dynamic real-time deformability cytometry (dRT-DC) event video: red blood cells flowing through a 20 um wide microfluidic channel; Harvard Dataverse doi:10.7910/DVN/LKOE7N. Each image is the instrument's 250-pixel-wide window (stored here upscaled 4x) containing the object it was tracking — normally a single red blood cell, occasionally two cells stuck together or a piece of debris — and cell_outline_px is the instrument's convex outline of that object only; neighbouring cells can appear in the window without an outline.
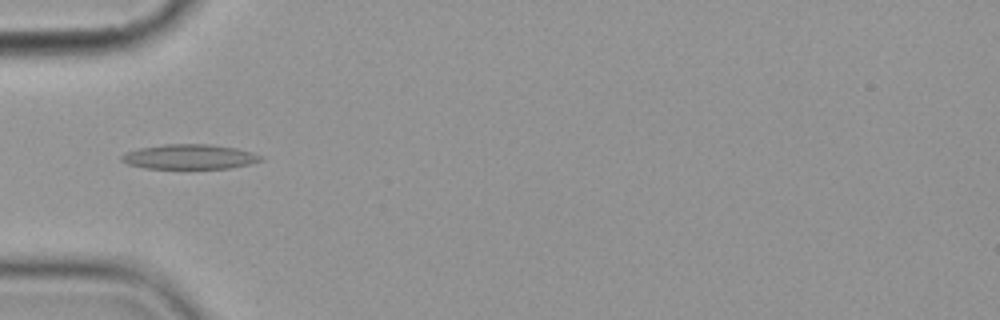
{"species": "common noctule bat (a hibernating species)", "species_latin": "Nyctalus noctula", "temperature_condition": "cold", "stored_images_in_passage": 7, "camera_frame_rate_fps": 3000, "um_per_image_px": 0.085, "animal": {"sex": "female", "body_mass_g": 19.9}, "frame": {"image": 1, "passage_image": 3, "time_ms": 2.667, "image_size_px": [1000, 320], "cell_outline_px": [[264, 160], [248, 164], [228, 168], [144, 168], [128, 164], [120, 160], [120, 156], [128, 152], [140, 148], [164, 144], [208, 144], [236, 148], [252, 152], [260, 156]], "centroid_in_image_um": [16.09, 13.32], "position_along_channel_um": 68.9, "area_um2": 19.88}}
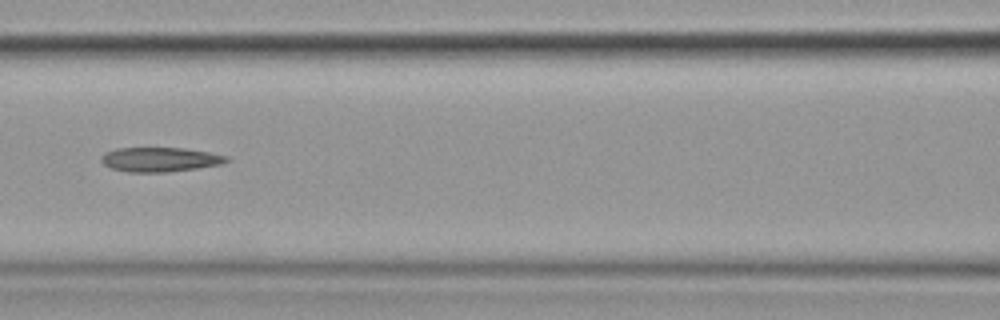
{"frame": {"image": 2, "passage_image": 5, "time_ms": 5.0, "image_size_px": [1000, 320], "cell_outline_px": [[228, 160], [220, 164], [196, 168], [168, 172], [128, 172], [112, 168], [104, 164], [100, 160], [100, 156], [104, 152], [116, 148], [184, 148], [208, 152], [228, 156]], "centroid_in_image_um": [13.54, 13.55], "position_along_channel_um": 153.1, "area_um2": 17.74}}
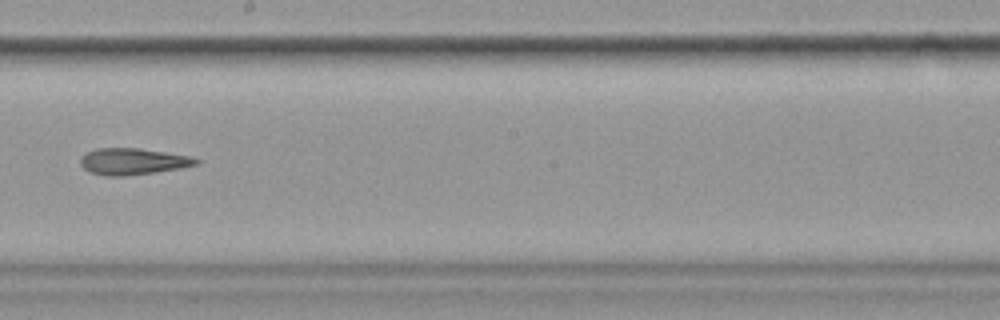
{"frame": {"image": 3, "passage_image": 7, "time_ms": 7.333, "image_size_px": [1000, 320], "cell_outline_px": [[200, 164], [180, 168], [124, 176], [104, 176], [92, 172], [84, 168], [80, 164], [80, 156], [96, 148], [140, 148], [188, 156], [200, 160]], "centroid_in_image_um": [11.27, 13.72], "position_along_channel_um": 236.9, "area_um2": 17.69}}